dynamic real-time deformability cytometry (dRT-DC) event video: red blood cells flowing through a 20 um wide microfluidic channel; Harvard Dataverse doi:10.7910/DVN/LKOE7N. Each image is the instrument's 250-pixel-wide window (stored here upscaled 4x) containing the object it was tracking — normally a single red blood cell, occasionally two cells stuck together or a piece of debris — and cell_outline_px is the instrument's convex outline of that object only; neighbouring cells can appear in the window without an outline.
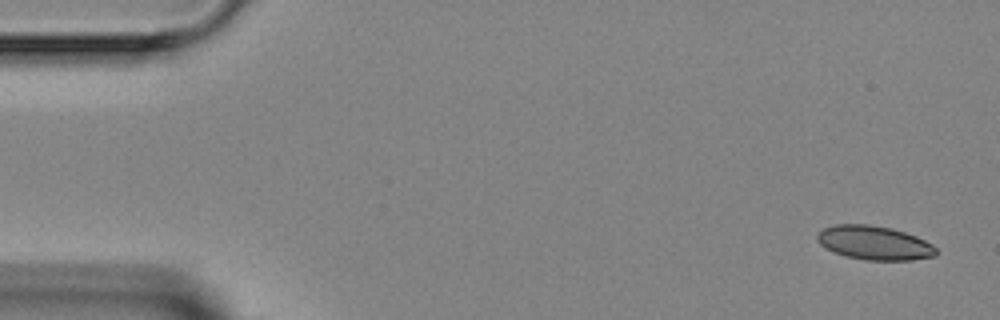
{"species": "Egyptian fruit bat (a non-hibernating species)", "species_latin": "Rousettus aegyptiacus", "temperature_condition": "room temperature", "stored_images_in_passage": 4, "camera_frame_rate_fps": 3000, "um_per_image_px": 0.085, "animal": {"sex": "female"}, "frame": {"image": 1, "passage_image": 1, "time_ms": 0.0, "image_size_px": [1000, 320], "cell_outline_px": [[936, 256], [912, 260], [864, 260], [832, 252], [820, 244], [816, 240], [816, 236], [824, 228], [836, 224], [868, 224], [892, 228], [916, 236], [932, 244], [936, 248]], "centroid_in_image_um": [74.31, 20.64], "position_along_channel_um": 10.7, "area_um2": 23.52}}
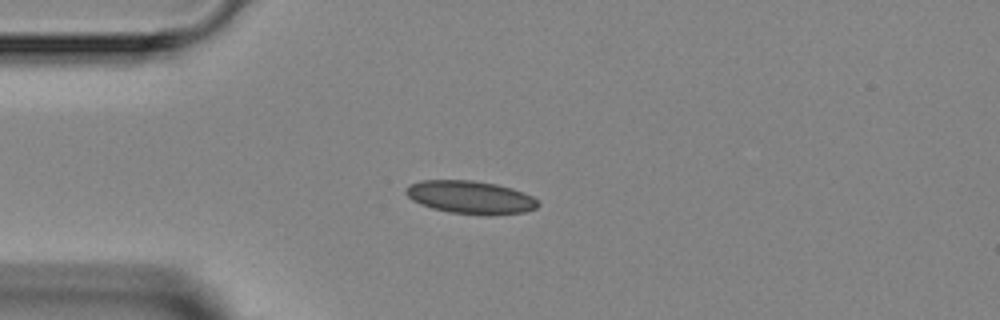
{"frame": {"image": 2, "passage_image": 4, "time_ms": 3.333, "image_size_px": [1000, 320], "cell_outline_px": [[540, 204], [536, 208], [524, 212], [452, 212], [432, 208], [420, 204], [412, 200], [404, 192], [404, 188], [408, 184], [420, 180], [472, 180], [496, 184], [512, 188], [524, 192], [532, 196]], "centroid_in_image_um": [39.9, 16.71], "position_along_channel_um": 45.1, "area_um2": 24.57}}